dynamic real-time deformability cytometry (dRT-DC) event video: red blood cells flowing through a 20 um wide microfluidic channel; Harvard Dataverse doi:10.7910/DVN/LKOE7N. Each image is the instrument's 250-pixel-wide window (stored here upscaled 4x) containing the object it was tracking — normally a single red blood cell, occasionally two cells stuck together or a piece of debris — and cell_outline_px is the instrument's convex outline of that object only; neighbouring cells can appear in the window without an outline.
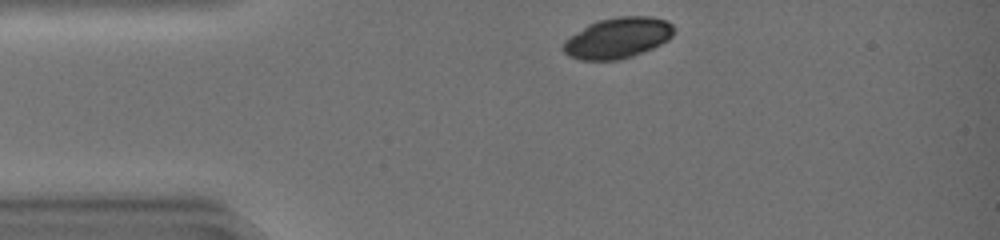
{"species": "common noctule bat (a hibernating species)", "species_latin": "Nyctalus noctula", "temperature_condition": "warm", "stored_images_in_passage": 34, "camera_frame_rate_fps": 3000, "um_per_image_px": 0.085, "animal": {"sex": "female", "body_mass_g": 19.0, "forearm_length_mm": 51.5}, "frame": {"image": 1, "passage_image": 2, "time_ms": 0.333, "image_size_px": [1000, 240], "cell_outline_px": [[676, 28], [672, 36], [668, 40], [652, 48], [632, 56], [616, 60], [580, 60], [568, 56], [560, 48], [564, 40], [588, 24], [600, 20], [620, 16], [652, 16], [668, 20]], "centroid_in_image_um": [52.5, 3.22], "position_along_channel_um": 32.5, "area_um2": 26.47}}
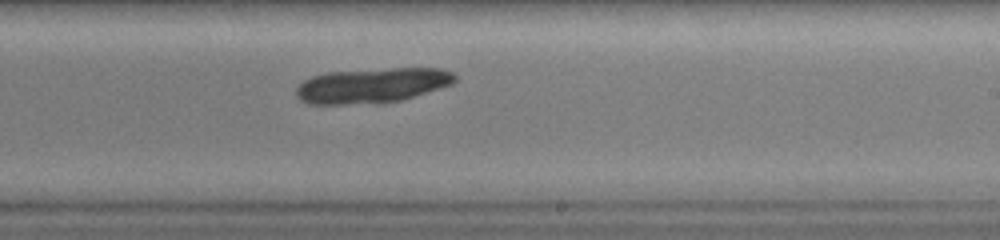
{"frame": {"image": 2, "passage_image": 21, "time_ms": 6.667, "image_size_px": [1000, 240], "cell_outline_px": [[456, 80], [452, 84], [440, 88], [400, 100], [344, 104], [308, 104], [300, 100], [296, 96], [296, 88], [304, 80], [312, 76], [328, 72], [392, 68], [440, 68], [452, 72], [456, 76]], "centroid_in_image_um": [31.61, 7.24], "position_along_channel_um": 257.4, "area_um2": 31.96}}
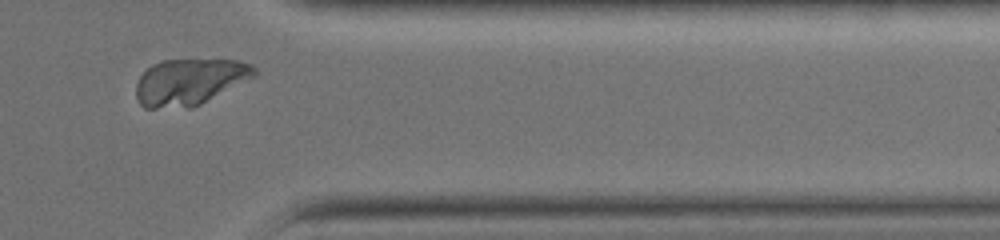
{"frame": {"image": 3, "passage_image": 31, "time_ms": 10.0, "image_size_px": [1000, 240], "cell_outline_px": [[256, 72], [252, 76], [200, 104], [192, 108], [144, 108], [136, 100], [136, 84], [140, 76], [152, 64], [160, 60], [240, 60], [252, 64], [256, 68]], "centroid_in_image_um": [16.05, 6.95], "position_along_channel_um": 395.4, "area_um2": 31.62}}